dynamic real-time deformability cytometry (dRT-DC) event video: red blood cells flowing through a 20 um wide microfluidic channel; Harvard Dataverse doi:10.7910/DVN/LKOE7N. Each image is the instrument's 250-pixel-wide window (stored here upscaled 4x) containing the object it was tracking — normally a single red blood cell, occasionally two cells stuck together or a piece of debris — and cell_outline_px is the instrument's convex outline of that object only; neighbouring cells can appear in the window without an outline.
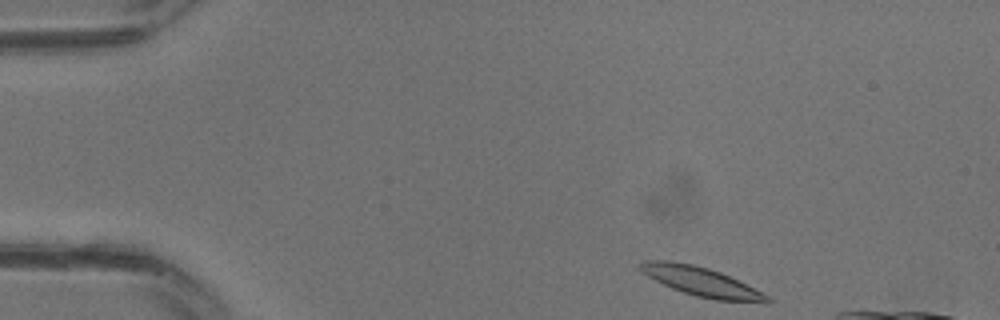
{"species": "common noctule bat (a hibernating species)", "species_latin": "Nyctalus noctula", "temperature_condition": "warm", "stored_images_in_passage": 29, "camera_frame_rate_fps": 3000, "um_per_image_px": 0.085, "animal": {"sex": "male", "body_mass_g": 13.3}, "frame": {"image": 1, "passage_image": 1, "time_ms": 0.0, "image_size_px": [1000, 320], "cell_outline_px": [[772, 300], [716, 300], [696, 296], [672, 288], [648, 276], [640, 268], [640, 264], [644, 260], [668, 260], [692, 264], [708, 268], [720, 272], [764, 292], [772, 296]], "centroid_in_image_um": [59.57, 23.91], "position_along_channel_um": 25.4, "area_um2": 20.81}}
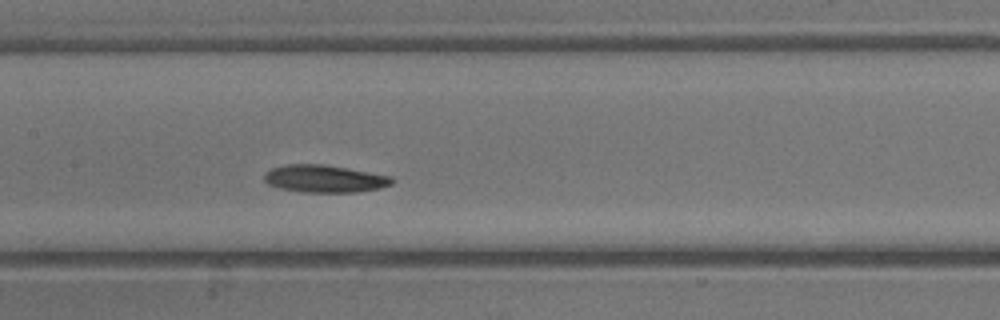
{"frame": {"image": 2, "passage_image": 12, "time_ms": 3.667, "image_size_px": [1000, 320], "cell_outline_px": [[396, 180], [392, 184], [380, 188], [356, 192], [304, 192], [280, 188], [268, 184], [264, 180], [264, 172], [272, 168], [284, 164], [324, 164], [348, 168], [392, 176]], "centroid_in_image_um": [27.6, 15.18], "position_along_channel_um": 179.8, "area_um2": 20.58}}
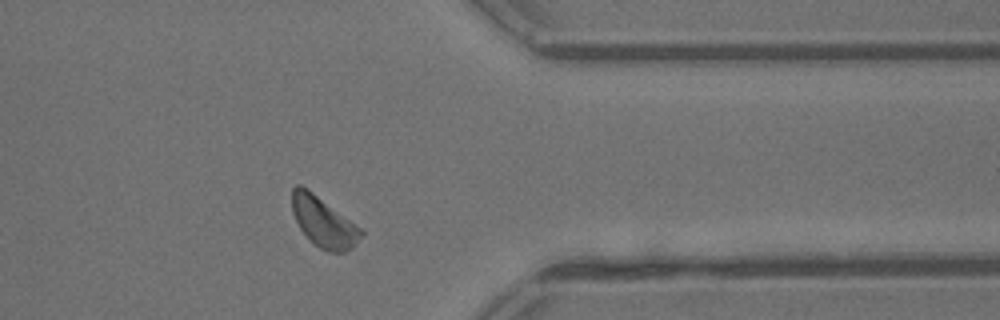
{"frame": {"image": 3, "passage_image": 22, "time_ms": 7.0, "image_size_px": [1000, 320], "cell_outline_px": [[364, 232], [352, 248], [344, 252], [328, 252], [320, 248], [300, 228], [292, 212], [292, 188], [296, 184], [300, 184], [308, 188], [360, 228]], "centroid_in_image_um": [27.48, 18.84], "position_along_channel_um": 383.9, "area_um2": 19.71}}